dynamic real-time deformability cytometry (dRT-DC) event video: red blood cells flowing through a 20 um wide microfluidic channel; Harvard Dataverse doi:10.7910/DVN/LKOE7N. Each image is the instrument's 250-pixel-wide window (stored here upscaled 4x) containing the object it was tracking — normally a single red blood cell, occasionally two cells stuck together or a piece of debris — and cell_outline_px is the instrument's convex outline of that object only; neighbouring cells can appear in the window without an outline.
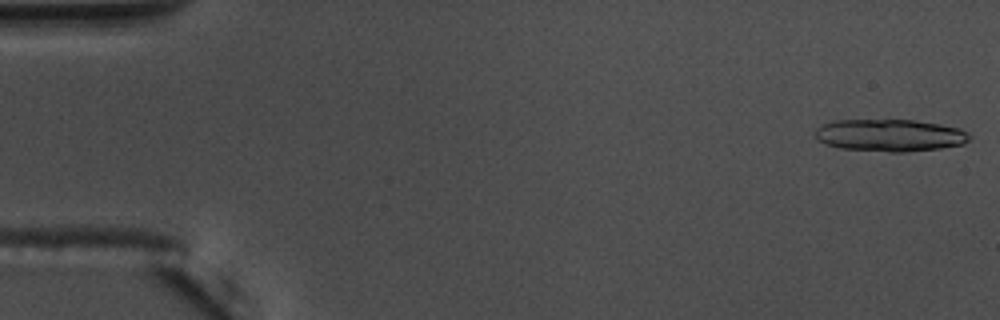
{"species": "common noctule bat (a hibernating species)", "species_latin": "Nyctalus noctula", "temperature_condition": "warm", "stored_images_in_passage": 16, "camera_frame_rate_fps": 3000, "um_per_image_px": 0.085, "animal": {"sex": "male", "body_mass_g": 17.5, "forearm_length_mm": 52.3}, "frame": {"image": 1, "passage_image": 1, "time_ms": 0.0, "image_size_px": [1000, 320], "cell_outline_px": [[972, 136], [964, 144], [940, 148], [908, 152], [888, 152], [840, 148], [824, 144], [816, 140], [816, 128], [820, 124], [832, 120], [916, 120], [940, 124], [960, 128], [968, 132]], "centroid_in_image_um": [75.63, 11.5], "position_along_channel_um": 9.4, "area_um2": 29.36}}